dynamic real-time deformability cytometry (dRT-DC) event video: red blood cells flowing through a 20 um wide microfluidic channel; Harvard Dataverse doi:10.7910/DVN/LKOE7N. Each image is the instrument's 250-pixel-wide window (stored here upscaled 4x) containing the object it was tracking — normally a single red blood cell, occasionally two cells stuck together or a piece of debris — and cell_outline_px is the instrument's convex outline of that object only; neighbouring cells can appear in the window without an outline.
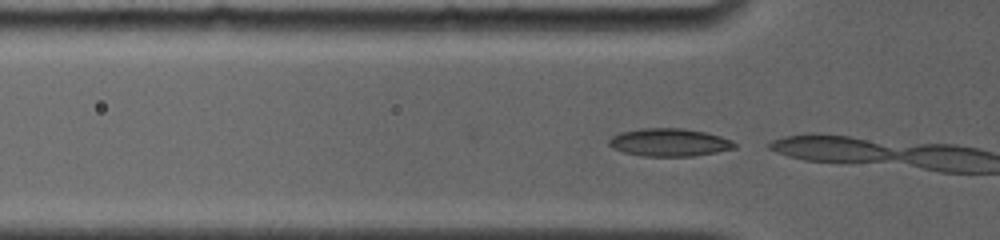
{"species": "common noctule bat (a hibernating species)", "species_latin": "Nyctalus noctula", "temperature_condition": "room temperature", "stored_images_in_passage": 2, "camera_frame_rate_fps": 4000, "um_per_image_px": 0.085, "animal": {"sex": "female", "body_mass_g": 19.0, "forearm_length_mm": 56.7}, "frame": {"image": 1, "passage_image": 2, "time_ms": 0.25, "image_size_px": [1000, 240], "cell_outline_px": [[736, 148], [716, 152], [692, 156], [644, 156], [624, 152], [612, 148], [608, 144], [608, 140], [612, 136], [620, 132], [640, 128], [684, 128], [708, 132], [732, 140], [736, 144]], "centroid_in_image_um": [56.89, 12.09], "position_along_channel_um": 68.9, "area_um2": 20.52}}